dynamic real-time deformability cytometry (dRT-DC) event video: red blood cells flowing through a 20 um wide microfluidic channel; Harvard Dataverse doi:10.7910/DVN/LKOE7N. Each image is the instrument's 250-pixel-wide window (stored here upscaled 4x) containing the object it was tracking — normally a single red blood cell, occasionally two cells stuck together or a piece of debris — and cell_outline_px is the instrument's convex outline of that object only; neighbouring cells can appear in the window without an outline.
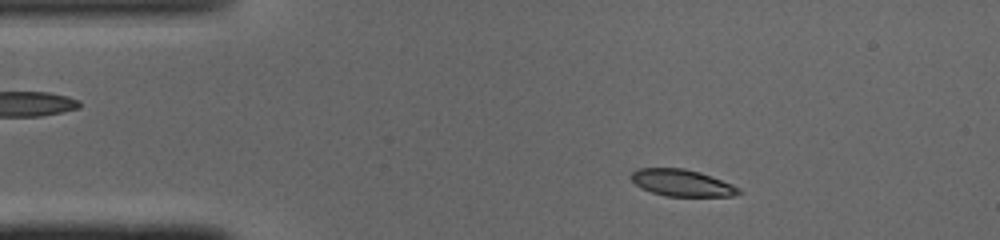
{"species": "common noctule bat (a hibernating species)", "species_latin": "Nyctalus noctula", "temperature_condition": "cold", "stored_images_in_passage": 47, "camera_frame_rate_fps": 3000, "um_per_image_px": 0.085, "animal": {"sex": "male", "body_mass_g": 19.0, "forearm_length_mm": 50.8}, "frame": {"image": 1, "passage_image": 6, "time_ms": 1.667, "image_size_px": [1000, 240], "cell_outline_px": [[740, 192], [732, 196], [664, 196], [640, 188], [628, 176], [632, 172], [640, 168], [684, 168], [700, 172], [732, 184], [740, 188]], "centroid_in_image_um": [57.92, 15.54], "position_along_channel_um": 27.1, "area_um2": 16.76}}
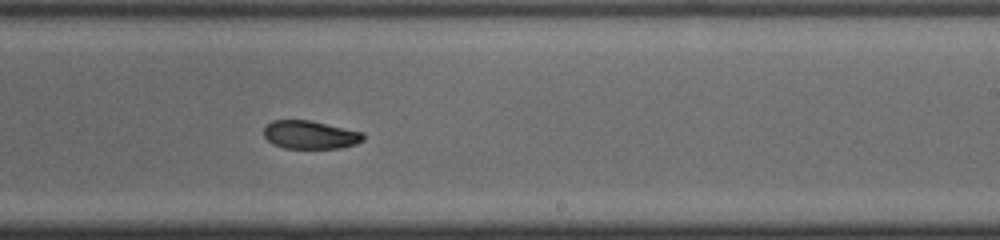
{"frame": {"image": 2, "passage_image": 27, "time_ms": 8.667, "image_size_px": [1000, 240], "cell_outline_px": [[364, 140], [356, 144], [340, 148], [284, 148], [272, 144], [264, 136], [264, 128], [272, 120], [308, 120], [364, 132]], "centroid_in_image_um": [26.37, 11.46], "position_along_channel_um": 262.6, "area_um2": 16.36}}
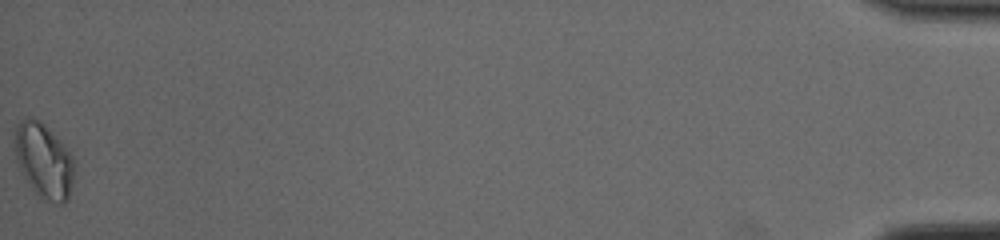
{"frame": {"image": 3, "passage_image": 47, "time_ms": 15.333, "image_size_px": [1000, 240], "cell_outline_px": [[72, 184], [68, 200], [64, 204], [56, 204], [40, 200], [36, 196], [20, 172], [16, 160], [16, 128], [20, 120], [28, 116], [40, 120], [60, 140], [72, 156]], "centroid_in_image_um": [3.71, 13.72], "position_along_channel_um": 431.5, "area_um2": 26.07}, "authors_computed_cell_mechanics": {"area_um2": 17.7446, "velocity_mm_per_s": 4.0892, "shape_relaxation_time_tau1_ms": 5.6133, "shape_relaxation_time_tau2_ms": 3.333, "deformation_change_tau1": 0.1521, "deformation_change_tau2": 0.0599}}